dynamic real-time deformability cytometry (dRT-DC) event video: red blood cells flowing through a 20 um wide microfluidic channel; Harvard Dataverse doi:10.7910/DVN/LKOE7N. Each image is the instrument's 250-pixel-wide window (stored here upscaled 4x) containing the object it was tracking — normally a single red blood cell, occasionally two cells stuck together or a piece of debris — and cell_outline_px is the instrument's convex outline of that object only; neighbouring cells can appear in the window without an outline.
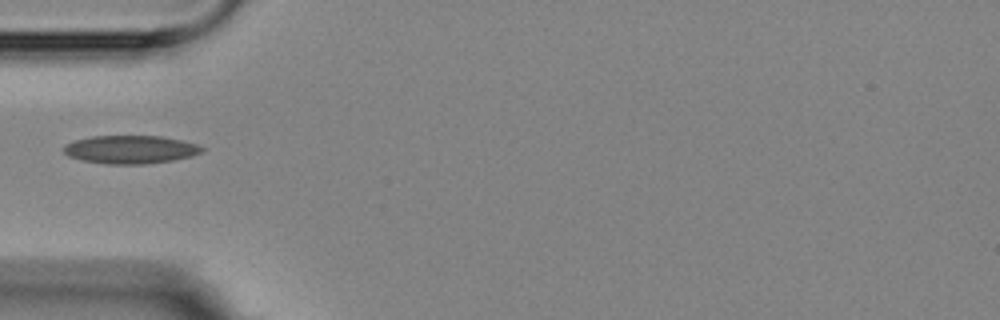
{"species": "Egyptian fruit bat (a non-hibernating species)", "species_latin": "Rousettus aegyptiacus", "temperature_condition": "room temperature", "stored_images_in_passage": 1, "camera_frame_rate_fps": 3000, "um_per_image_px": 0.085, "animal": {"sex": "female"}, "frame": {"image": 1, "passage_image": 1, "time_ms": 0.0, "image_size_px": [1000, 320], "cell_outline_px": [[204, 152], [192, 156], [172, 160], [144, 164], [108, 164], [80, 160], [68, 156], [64, 152], [64, 144], [76, 140], [92, 136], [160, 136], [180, 140], [196, 144], [204, 148]], "centroid_in_image_um": [11.08, 12.71], "position_along_channel_um": 73.9, "area_um2": 22.66}}